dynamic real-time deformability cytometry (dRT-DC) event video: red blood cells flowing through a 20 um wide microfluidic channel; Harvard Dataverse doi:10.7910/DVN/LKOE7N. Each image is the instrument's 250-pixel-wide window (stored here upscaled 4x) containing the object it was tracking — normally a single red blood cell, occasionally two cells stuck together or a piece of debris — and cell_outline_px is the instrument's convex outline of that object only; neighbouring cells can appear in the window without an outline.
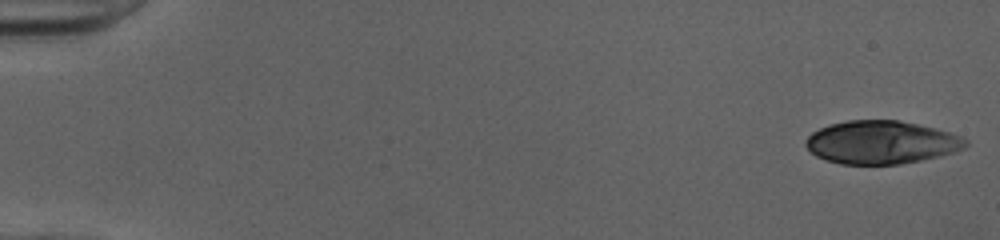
{"species": "human", "species_latin": "Homo sapiens", "temperature_condition": "cold", "stored_images_in_passage": 50, "camera_frame_rate_fps": 3000, "um_per_image_px": 0.085, "donor": {"sex": "female"}, "frame": {"image": 1, "passage_image": 1, "time_ms": 0.0, "image_size_px": [1000, 240], "cell_outline_px": [[968, 144], [964, 148], [956, 152], [920, 160], [900, 164], [840, 164], [816, 156], [804, 144], [808, 136], [812, 132], [820, 128], [832, 124], [848, 120], [896, 120], [916, 124], [948, 132], [960, 136], [968, 140]], "centroid_in_image_um": [74.91, 12.1], "position_along_channel_um": 10.1, "area_um2": 39.82}}
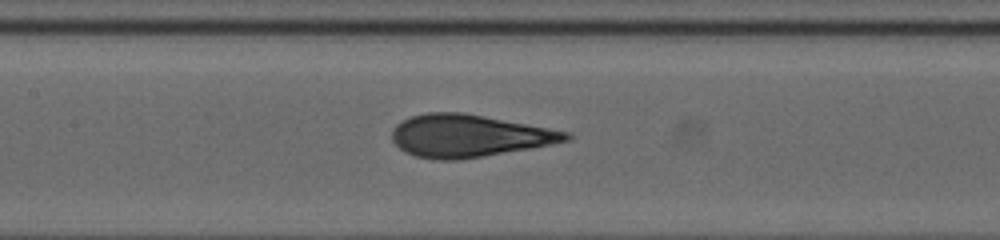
{"frame": {"image": 2, "passage_image": 24, "time_ms": 7.667, "image_size_px": [1000, 240], "cell_outline_px": [[572, 140], [552, 144], [460, 160], [440, 160], [416, 156], [404, 152], [392, 140], [392, 128], [396, 124], [412, 116], [428, 112], [460, 112], [484, 116], [548, 128], [568, 132], [572, 136]], "centroid_in_image_um": [39.83, 11.55], "position_along_channel_um": 167.6, "area_um2": 42.66}}
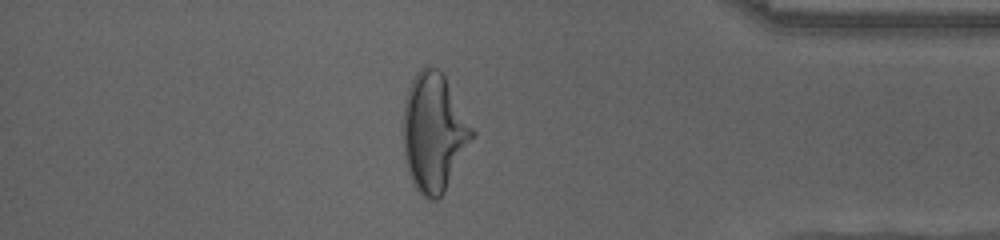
{"frame": {"image": 3, "passage_image": 43, "time_ms": 14.0, "image_size_px": [1000, 240], "cell_outline_px": [[476, 136], [444, 192], [436, 200], [428, 200], [416, 188], [408, 172], [404, 160], [404, 100], [408, 88], [416, 72], [420, 68], [428, 64], [440, 68], [476, 132]], "centroid_in_image_um": [36.9, 11.23], "position_along_channel_um": 398.3, "area_um2": 47.92}, "authors_computed_cell_mechanics": {"area_um2": 42.2807, "velocity_mm_per_s": 4.0385, "shape_relaxation_time_tau1_ms": 4.9106, "shape_relaxation_time_tau2_ms": 0.6303, "deformation_change_tau1": 0.2206, "deformation_change_tau2": 0.0701}}